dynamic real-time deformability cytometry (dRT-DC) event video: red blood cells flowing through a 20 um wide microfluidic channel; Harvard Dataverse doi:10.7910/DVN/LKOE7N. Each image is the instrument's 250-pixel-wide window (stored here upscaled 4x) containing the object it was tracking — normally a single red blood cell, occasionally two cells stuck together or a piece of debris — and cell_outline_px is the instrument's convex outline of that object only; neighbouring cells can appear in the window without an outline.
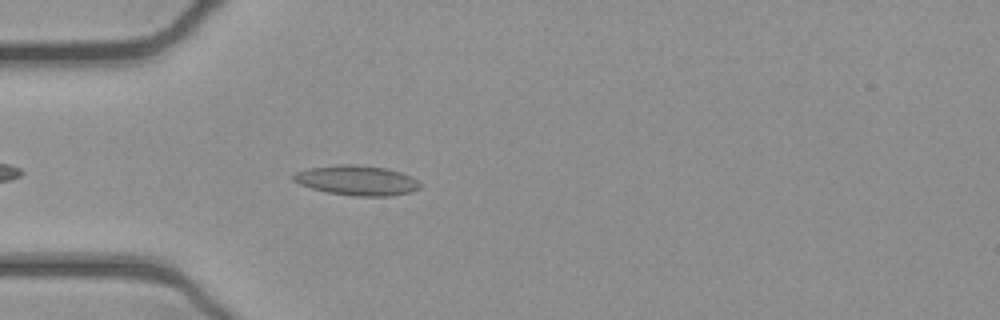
{"species": "common noctule bat (a hibernating species)", "species_latin": "Nyctalus noctula", "temperature_condition": "cold", "stored_images_in_passage": 27, "camera_frame_rate_fps": 3000, "um_per_image_px": 0.085, "animal": {"sex": "female", "body_mass_g": 21.9}, "frame": {"image": 1, "passage_image": 5, "time_ms": 1.333, "image_size_px": [1000, 320], "cell_outline_px": [[420, 188], [412, 192], [388, 196], [352, 196], [328, 192], [312, 188], [300, 184], [292, 180], [292, 176], [296, 172], [308, 168], [336, 164], [352, 164], [388, 168], [400, 172], [416, 180], [420, 184]], "centroid_in_image_um": [30.31, 15.33], "position_along_channel_um": 54.7, "area_um2": 22.02}}
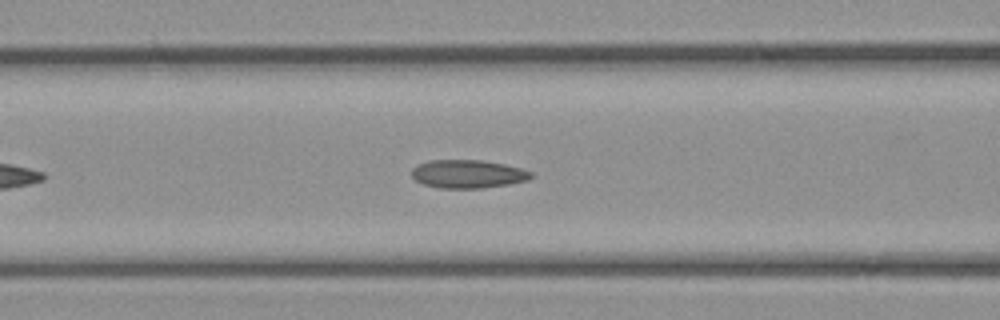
{"frame": {"image": 2, "passage_image": 11, "time_ms": 3.333, "image_size_px": [1000, 320], "cell_outline_px": [[532, 176], [528, 180], [508, 184], [480, 188], [440, 188], [424, 184], [416, 180], [412, 176], [412, 168], [416, 164], [428, 160], [480, 160], [504, 164], [520, 168], [532, 172]], "centroid_in_image_um": [39.74, 14.78], "position_along_channel_um": 126.9, "area_um2": 19.59}}
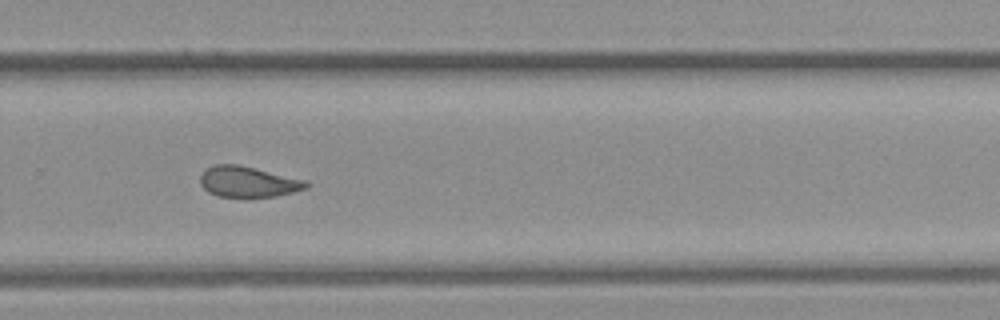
{"frame": {"image": 3, "passage_image": 25, "time_ms": 8.0, "image_size_px": [1000, 320], "cell_outline_px": [[308, 188], [276, 196], [216, 196], [208, 192], [200, 184], [200, 176], [204, 168], [216, 164], [236, 164], [304, 180], [308, 184]], "centroid_in_image_um": [21.01, 15.44], "position_along_channel_um": 308.8, "area_um2": 18.61}}